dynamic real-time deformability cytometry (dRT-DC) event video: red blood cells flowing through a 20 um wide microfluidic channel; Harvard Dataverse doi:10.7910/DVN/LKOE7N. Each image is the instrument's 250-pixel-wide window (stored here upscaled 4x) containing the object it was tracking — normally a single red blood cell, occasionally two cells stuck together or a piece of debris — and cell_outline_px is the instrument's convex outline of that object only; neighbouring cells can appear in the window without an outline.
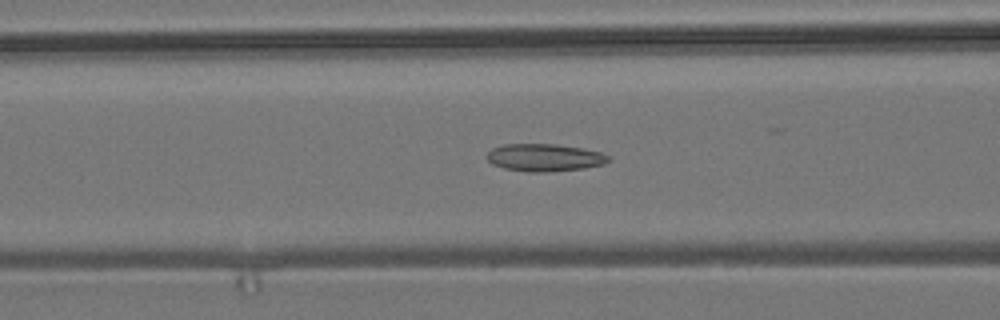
{"species": "common noctule bat (a hibernating species)", "species_latin": "Nyctalus noctula", "temperature_condition": "room temperature", "stored_images_in_passage": 51, "camera_frame_rate_fps": 3000, "um_per_image_px": 0.085, "animal": {"sex": "male", "body_mass_g": 19.2, "forearm_length_mm": 51.8}, "frame": {"image": 1, "passage_image": 18, "time_ms": 5.667, "image_size_px": [1000, 320], "cell_outline_px": [[608, 160], [604, 164], [584, 168], [544, 172], [528, 172], [504, 168], [492, 164], [484, 156], [492, 148], [504, 144], [556, 144], [584, 148], [600, 152], [608, 156]], "centroid_in_image_um": [46.24, 13.39], "position_along_channel_um": 120.4, "area_um2": 19.48}}
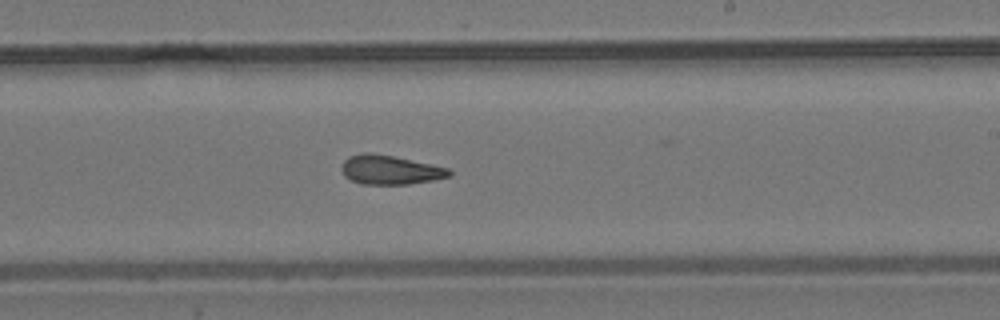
{"frame": {"image": 2, "passage_image": 29, "time_ms": 9.333, "image_size_px": [1000, 320], "cell_outline_px": [[452, 176], [432, 180], [408, 184], [360, 184], [344, 176], [340, 168], [344, 160], [348, 156], [364, 152], [368, 152], [392, 156], [432, 164], [448, 168], [452, 172]], "centroid_in_image_um": [33.13, 14.43], "position_along_channel_um": 255.9, "area_um2": 18.32}}
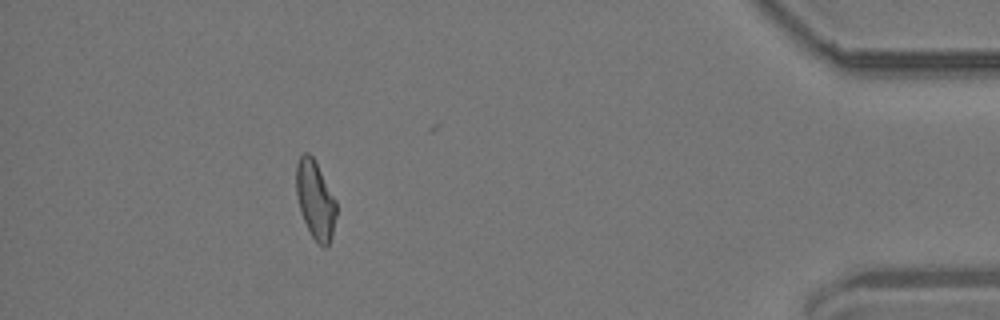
{"frame": {"image": 3, "passage_image": 46, "time_ms": 15.0, "image_size_px": [1000, 320], "cell_outline_px": [[336, 216], [332, 236], [328, 244], [324, 248], [312, 236], [300, 212], [296, 192], [296, 164], [300, 156], [304, 152], [308, 152], [312, 156], [336, 200]], "centroid_in_image_um": [26.79, 16.98], "position_along_channel_um": 408.4, "area_um2": 18.03}, "authors_computed_cell_mechanics": {"area_um2": 18.6116, "velocity_mm_per_s": 3.7008, "shape_relaxation_time_tau1_ms": null, "shape_relaxation_time_tau2_ms": 3.4374, "deformation_change_tau1": null, "deformation_change_tau2": 0.1209}}